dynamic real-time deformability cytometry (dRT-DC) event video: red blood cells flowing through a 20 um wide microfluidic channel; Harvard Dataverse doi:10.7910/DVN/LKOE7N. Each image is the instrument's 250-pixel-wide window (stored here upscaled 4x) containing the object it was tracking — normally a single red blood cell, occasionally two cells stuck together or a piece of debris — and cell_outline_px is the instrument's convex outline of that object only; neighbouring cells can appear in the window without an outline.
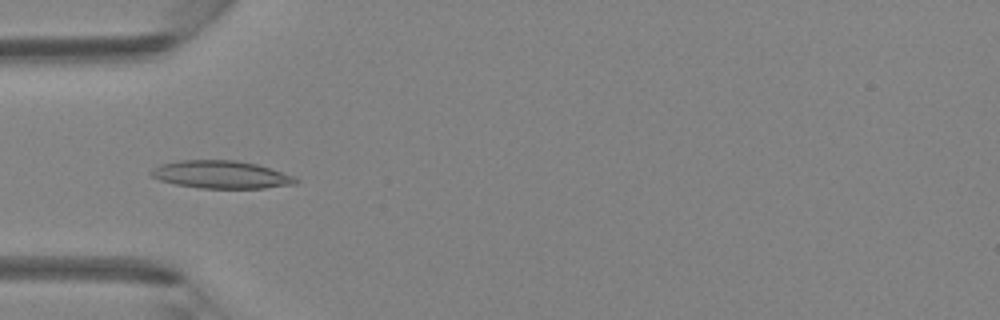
{"species": "Egyptian fruit bat (a non-hibernating species)", "species_latin": "Rousettus aegyptiacus", "temperature_condition": "room temperature", "stored_images_in_passage": 6, "camera_frame_rate_fps": 3000, "um_per_image_px": 0.085, "animal": {"sex": "female"}, "frame": {"image": 1, "passage_image": 5, "time_ms": 1.333, "image_size_px": [1000, 320], "cell_outline_px": [[300, 180], [296, 184], [264, 188], [200, 188], [176, 184], [160, 180], [152, 176], [148, 172], [152, 168], [160, 164], [180, 160], [236, 160], [256, 164], [296, 176]], "centroid_in_image_um": [18.81, 14.84], "position_along_channel_um": 66.2, "area_um2": 23.47}}
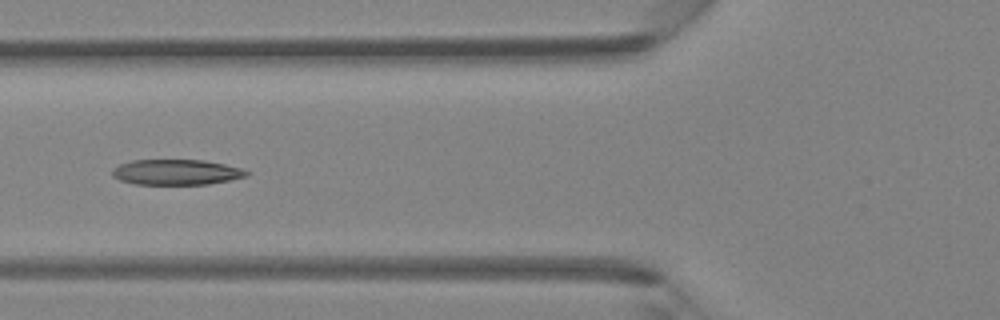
{"frame": {"image": 2, "passage_image": 6, "time_ms": 1.667, "image_size_px": [1000, 320], "cell_outline_px": [[252, 172], [248, 176], [208, 184], [136, 184], [120, 180], [112, 176], [112, 168], [120, 164], [132, 160], [204, 160], [224, 164], [240, 168]], "centroid_in_image_um": [14.99, 14.63], "position_along_channel_um": 110.8, "area_um2": 19.88}}